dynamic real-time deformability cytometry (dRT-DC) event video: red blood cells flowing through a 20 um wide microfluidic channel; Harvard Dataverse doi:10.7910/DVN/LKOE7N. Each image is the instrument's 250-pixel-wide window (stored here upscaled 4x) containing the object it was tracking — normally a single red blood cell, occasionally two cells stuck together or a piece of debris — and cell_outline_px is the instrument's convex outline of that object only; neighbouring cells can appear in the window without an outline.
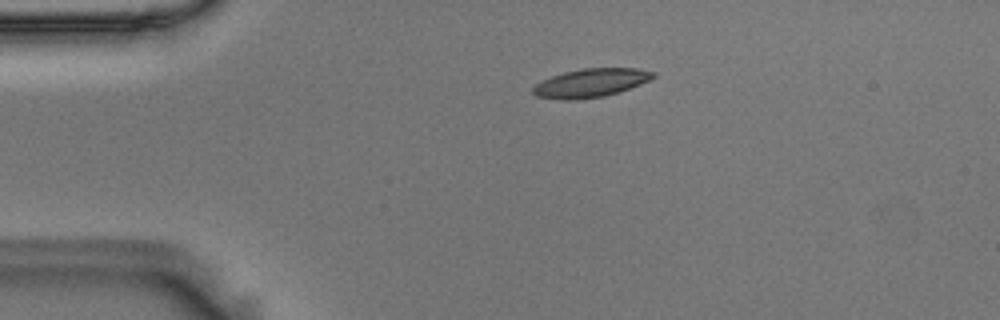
{"species": "Egyptian fruit bat (a non-hibernating species)", "species_latin": "Rousettus aegyptiacus", "temperature_condition": "room temperature", "stored_images_in_passage": 45, "camera_frame_rate_fps": 3000, "um_per_image_px": 0.085, "animal": {"sex": "male"}, "frame": {"image": 1, "passage_image": 1, "time_ms": 0.0, "image_size_px": [1000, 320], "cell_outline_px": [[656, 76], [640, 84], [604, 96], [576, 100], [564, 100], [536, 96], [532, 92], [532, 88], [536, 84], [552, 76], [564, 72], [584, 68], [636, 68], [656, 72]], "centroid_in_image_um": [50.2, 7.04], "position_along_channel_um": 34.8, "area_um2": 19.77}}
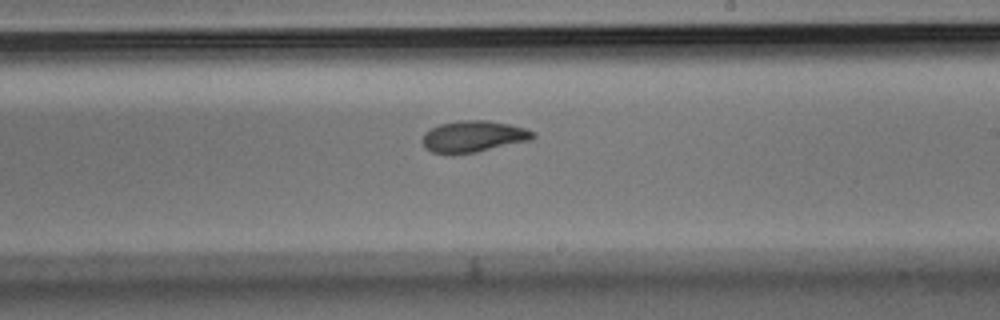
{"frame": {"image": 2, "passage_image": 22, "time_ms": 7.0, "image_size_px": [1000, 320], "cell_outline_px": [[536, 136], [532, 140], [476, 152], [432, 152], [424, 148], [420, 140], [424, 132], [440, 124], [464, 120], [484, 120], [508, 124], [524, 128], [536, 132]], "centroid_in_image_um": [40.25, 11.58], "position_along_channel_um": 248.7, "area_um2": 20.0}}
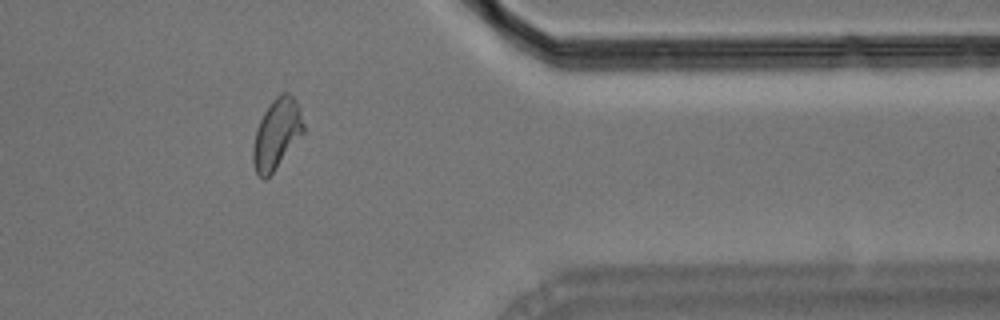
{"frame": {"image": 3, "passage_image": 35, "time_ms": 11.333, "image_size_px": [1000, 320], "cell_outline_px": [[304, 132], [272, 172], [264, 180], [256, 172], [252, 160], [252, 148], [256, 128], [264, 112], [272, 100], [280, 92], [288, 92], [296, 100], [300, 108], [304, 124]], "centroid_in_image_um": [23.51, 11.34], "position_along_channel_um": 387.9, "area_um2": 20.46}, "authors_computed_cell_mechanics": {"area_um2": 20.1722, "velocity_mm_per_s": 3.6072, "shape_relaxation_time_tau1_ms": 3.6301, "shape_relaxation_time_tau2_ms": 1.7781, "deformation_change_tau1": 0.1411, "deformation_change_tau2": 0.0745}}